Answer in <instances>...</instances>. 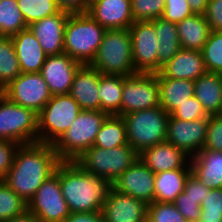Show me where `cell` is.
<instances>
[{
    "instance_id": "cell-22",
    "label": "cell",
    "mask_w": 222,
    "mask_h": 222,
    "mask_svg": "<svg viewBox=\"0 0 222 222\" xmlns=\"http://www.w3.org/2000/svg\"><path fill=\"white\" fill-rule=\"evenodd\" d=\"M100 75L101 73L90 65H82L75 73L69 94L82 110H100Z\"/></svg>"
},
{
    "instance_id": "cell-11",
    "label": "cell",
    "mask_w": 222,
    "mask_h": 222,
    "mask_svg": "<svg viewBox=\"0 0 222 222\" xmlns=\"http://www.w3.org/2000/svg\"><path fill=\"white\" fill-rule=\"evenodd\" d=\"M27 211L40 222H63L71 214L55 172L37 189L27 204Z\"/></svg>"
},
{
    "instance_id": "cell-19",
    "label": "cell",
    "mask_w": 222,
    "mask_h": 222,
    "mask_svg": "<svg viewBox=\"0 0 222 222\" xmlns=\"http://www.w3.org/2000/svg\"><path fill=\"white\" fill-rule=\"evenodd\" d=\"M87 14L105 29H129L134 22L131 0H99Z\"/></svg>"
},
{
    "instance_id": "cell-49",
    "label": "cell",
    "mask_w": 222,
    "mask_h": 222,
    "mask_svg": "<svg viewBox=\"0 0 222 222\" xmlns=\"http://www.w3.org/2000/svg\"><path fill=\"white\" fill-rule=\"evenodd\" d=\"M194 14H204L209 0H187Z\"/></svg>"
},
{
    "instance_id": "cell-30",
    "label": "cell",
    "mask_w": 222,
    "mask_h": 222,
    "mask_svg": "<svg viewBox=\"0 0 222 222\" xmlns=\"http://www.w3.org/2000/svg\"><path fill=\"white\" fill-rule=\"evenodd\" d=\"M122 89L123 76L101 74L98 85L100 110L108 115L120 116Z\"/></svg>"
},
{
    "instance_id": "cell-51",
    "label": "cell",
    "mask_w": 222,
    "mask_h": 222,
    "mask_svg": "<svg viewBox=\"0 0 222 222\" xmlns=\"http://www.w3.org/2000/svg\"><path fill=\"white\" fill-rule=\"evenodd\" d=\"M98 1L99 0H84V13H87L88 8Z\"/></svg>"
},
{
    "instance_id": "cell-3",
    "label": "cell",
    "mask_w": 222,
    "mask_h": 222,
    "mask_svg": "<svg viewBox=\"0 0 222 222\" xmlns=\"http://www.w3.org/2000/svg\"><path fill=\"white\" fill-rule=\"evenodd\" d=\"M105 30L87 13L69 14L65 25L64 53L82 65H90L96 57Z\"/></svg>"
},
{
    "instance_id": "cell-45",
    "label": "cell",
    "mask_w": 222,
    "mask_h": 222,
    "mask_svg": "<svg viewBox=\"0 0 222 222\" xmlns=\"http://www.w3.org/2000/svg\"><path fill=\"white\" fill-rule=\"evenodd\" d=\"M183 191L187 193V196L196 200V202L201 205L202 200H204L206 194L209 193L210 188L206 187L196 176L190 172L185 181Z\"/></svg>"
},
{
    "instance_id": "cell-5",
    "label": "cell",
    "mask_w": 222,
    "mask_h": 222,
    "mask_svg": "<svg viewBox=\"0 0 222 222\" xmlns=\"http://www.w3.org/2000/svg\"><path fill=\"white\" fill-rule=\"evenodd\" d=\"M90 66L105 75L136 74L129 29H106L96 57Z\"/></svg>"
},
{
    "instance_id": "cell-42",
    "label": "cell",
    "mask_w": 222,
    "mask_h": 222,
    "mask_svg": "<svg viewBox=\"0 0 222 222\" xmlns=\"http://www.w3.org/2000/svg\"><path fill=\"white\" fill-rule=\"evenodd\" d=\"M193 14L187 0H165L164 20L178 23Z\"/></svg>"
},
{
    "instance_id": "cell-29",
    "label": "cell",
    "mask_w": 222,
    "mask_h": 222,
    "mask_svg": "<svg viewBox=\"0 0 222 222\" xmlns=\"http://www.w3.org/2000/svg\"><path fill=\"white\" fill-rule=\"evenodd\" d=\"M159 41L158 72L181 49L176 23L164 20L162 17L150 21Z\"/></svg>"
},
{
    "instance_id": "cell-7",
    "label": "cell",
    "mask_w": 222,
    "mask_h": 222,
    "mask_svg": "<svg viewBox=\"0 0 222 222\" xmlns=\"http://www.w3.org/2000/svg\"><path fill=\"white\" fill-rule=\"evenodd\" d=\"M139 153L129 144L104 149L91 147L75 161L94 176L105 177L111 184L137 159Z\"/></svg>"
},
{
    "instance_id": "cell-37",
    "label": "cell",
    "mask_w": 222,
    "mask_h": 222,
    "mask_svg": "<svg viewBox=\"0 0 222 222\" xmlns=\"http://www.w3.org/2000/svg\"><path fill=\"white\" fill-rule=\"evenodd\" d=\"M133 21H153L162 17L165 0H131Z\"/></svg>"
},
{
    "instance_id": "cell-8",
    "label": "cell",
    "mask_w": 222,
    "mask_h": 222,
    "mask_svg": "<svg viewBox=\"0 0 222 222\" xmlns=\"http://www.w3.org/2000/svg\"><path fill=\"white\" fill-rule=\"evenodd\" d=\"M81 110L70 94L52 96L38 113V142L53 145Z\"/></svg>"
},
{
    "instance_id": "cell-9",
    "label": "cell",
    "mask_w": 222,
    "mask_h": 222,
    "mask_svg": "<svg viewBox=\"0 0 222 222\" xmlns=\"http://www.w3.org/2000/svg\"><path fill=\"white\" fill-rule=\"evenodd\" d=\"M0 140L19 145L38 142V114L0 92Z\"/></svg>"
},
{
    "instance_id": "cell-28",
    "label": "cell",
    "mask_w": 222,
    "mask_h": 222,
    "mask_svg": "<svg viewBox=\"0 0 222 222\" xmlns=\"http://www.w3.org/2000/svg\"><path fill=\"white\" fill-rule=\"evenodd\" d=\"M191 168H179L155 173L154 201L173 203L183 192Z\"/></svg>"
},
{
    "instance_id": "cell-14",
    "label": "cell",
    "mask_w": 222,
    "mask_h": 222,
    "mask_svg": "<svg viewBox=\"0 0 222 222\" xmlns=\"http://www.w3.org/2000/svg\"><path fill=\"white\" fill-rule=\"evenodd\" d=\"M207 127L208 117L185 121L170 115L166 141L193 157L204 147Z\"/></svg>"
},
{
    "instance_id": "cell-40",
    "label": "cell",
    "mask_w": 222,
    "mask_h": 222,
    "mask_svg": "<svg viewBox=\"0 0 222 222\" xmlns=\"http://www.w3.org/2000/svg\"><path fill=\"white\" fill-rule=\"evenodd\" d=\"M170 115L173 118L185 121L209 117L203 109L201 102L195 96L190 97L183 104L179 105Z\"/></svg>"
},
{
    "instance_id": "cell-35",
    "label": "cell",
    "mask_w": 222,
    "mask_h": 222,
    "mask_svg": "<svg viewBox=\"0 0 222 222\" xmlns=\"http://www.w3.org/2000/svg\"><path fill=\"white\" fill-rule=\"evenodd\" d=\"M27 211V203L0 180V222L18 217Z\"/></svg>"
},
{
    "instance_id": "cell-15",
    "label": "cell",
    "mask_w": 222,
    "mask_h": 222,
    "mask_svg": "<svg viewBox=\"0 0 222 222\" xmlns=\"http://www.w3.org/2000/svg\"><path fill=\"white\" fill-rule=\"evenodd\" d=\"M154 181L155 173L138 158L115 180L112 188L150 204L154 202Z\"/></svg>"
},
{
    "instance_id": "cell-1",
    "label": "cell",
    "mask_w": 222,
    "mask_h": 222,
    "mask_svg": "<svg viewBox=\"0 0 222 222\" xmlns=\"http://www.w3.org/2000/svg\"><path fill=\"white\" fill-rule=\"evenodd\" d=\"M59 162L51 144L19 145L13 165L3 181L28 204L42 183L54 173Z\"/></svg>"
},
{
    "instance_id": "cell-2",
    "label": "cell",
    "mask_w": 222,
    "mask_h": 222,
    "mask_svg": "<svg viewBox=\"0 0 222 222\" xmlns=\"http://www.w3.org/2000/svg\"><path fill=\"white\" fill-rule=\"evenodd\" d=\"M71 213L102 211L112 184L87 173L76 161H60L54 171Z\"/></svg>"
},
{
    "instance_id": "cell-44",
    "label": "cell",
    "mask_w": 222,
    "mask_h": 222,
    "mask_svg": "<svg viewBox=\"0 0 222 222\" xmlns=\"http://www.w3.org/2000/svg\"><path fill=\"white\" fill-rule=\"evenodd\" d=\"M19 144L7 140H0V180H3L11 166Z\"/></svg>"
},
{
    "instance_id": "cell-21",
    "label": "cell",
    "mask_w": 222,
    "mask_h": 222,
    "mask_svg": "<svg viewBox=\"0 0 222 222\" xmlns=\"http://www.w3.org/2000/svg\"><path fill=\"white\" fill-rule=\"evenodd\" d=\"M206 72L202 51L181 48L156 74L157 77L195 81Z\"/></svg>"
},
{
    "instance_id": "cell-48",
    "label": "cell",
    "mask_w": 222,
    "mask_h": 222,
    "mask_svg": "<svg viewBox=\"0 0 222 222\" xmlns=\"http://www.w3.org/2000/svg\"><path fill=\"white\" fill-rule=\"evenodd\" d=\"M58 8L70 14L84 13V0H55Z\"/></svg>"
},
{
    "instance_id": "cell-46",
    "label": "cell",
    "mask_w": 222,
    "mask_h": 222,
    "mask_svg": "<svg viewBox=\"0 0 222 222\" xmlns=\"http://www.w3.org/2000/svg\"><path fill=\"white\" fill-rule=\"evenodd\" d=\"M204 17L211 31H222V0H209Z\"/></svg>"
},
{
    "instance_id": "cell-23",
    "label": "cell",
    "mask_w": 222,
    "mask_h": 222,
    "mask_svg": "<svg viewBox=\"0 0 222 222\" xmlns=\"http://www.w3.org/2000/svg\"><path fill=\"white\" fill-rule=\"evenodd\" d=\"M22 73H38L47 55L29 28L11 36Z\"/></svg>"
},
{
    "instance_id": "cell-36",
    "label": "cell",
    "mask_w": 222,
    "mask_h": 222,
    "mask_svg": "<svg viewBox=\"0 0 222 222\" xmlns=\"http://www.w3.org/2000/svg\"><path fill=\"white\" fill-rule=\"evenodd\" d=\"M202 54L207 72L222 74V31H211Z\"/></svg>"
},
{
    "instance_id": "cell-16",
    "label": "cell",
    "mask_w": 222,
    "mask_h": 222,
    "mask_svg": "<svg viewBox=\"0 0 222 222\" xmlns=\"http://www.w3.org/2000/svg\"><path fill=\"white\" fill-rule=\"evenodd\" d=\"M102 214L103 222H147L148 204L111 188Z\"/></svg>"
},
{
    "instance_id": "cell-4",
    "label": "cell",
    "mask_w": 222,
    "mask_h": 222,
    "mask_svg": "<svg viewBox=\"0 0 222 222\" xmlns=\"http://www.w3.org/2000/svg\"><path fill=\"white\" fill-rule=\"evenodd\" d=\"M108 114L101 110H81L71 126L52 145L60 161H75L93 147L96 135Z\"/></svg>"
},
{
    "instance_id": "cell-38",
    "label": "cell",
    "mask_w": 222,
    "mask_h": 222,
    "mask_svg": "<svg viewBox=\"0 0 222 222\" xmlns=\"http://www.w3.org/2000/svg\"><path fill=\"white\" fill-rule=\"evenodd\" d=\"M147 222H187L173 203L157 202L148 204Z\"/></svg>"
},
{
    "instance_id": "cell-18",
    "label": "cell",
    "mask_w": 222,
    "mask_h": 222,
    "mask_svg": "<svg viewBox=\"0 0 222 222\" xmlns=\"http://www.w3.org/2000/svg\"><path fill=\"white\" fill-rule=\"evenodd\" d=\"M69 14L60 10L58 13L33 22L28 26L47 56L64 53L65 25Z\"/></svg>"
},
{
    "instance_id": "cell-43",
    "label": "cell",
    "mask_w": 222,
    "mask_h": 222,
    "mask_svg": "<svg viewBox=\"0 0 222 222\" xmlns=\"http://www.w3.org/2000/svg\"><path fill=\"white\" fill-rule=\"evenodd\" d=\"M173 204L178 208V211L183 215L187 222H197L201 217V206L196 200L187 196L184 191L181 192Z\"/></svg>"
},
{
    "instance_id": "cell-47",
    "label": "cell",
    "mask_w": 222,
    "mask_h": 222,
    "mask_svg": "<svg viewBox=\"0 0 222 222\" xmlns=\"http://www.w3.org/2000/svg\"><path fill=\"white\" fill-rule=\"evenodd\" d=\"M63 222H103L102 211L71 213Z\"/></svg>"
},
{
    "instance_id": "cell-32",
    "label": "cell",
    "mask_w": 222,
    "mask_h": 222,
    "mask_svg": "<svg viewBox=\"0 0 222 222\" xmlns=\"http://www.w3.org/2000/svg\"><path fill=\"white\" fill-rule=\"evenodd\" d=\"M21 73L11 37L0 36V91Z\"/></svg>"
},
{
    "instance_id": "cell-6",
    "label": "cell",
    "mask_w": 222,
    "mask_h": 222,
    "mask_svg": "<svg viewBox=\"0 0 222 222\" xmlns=\"http://www.w3.org/2000/svg\"><path fill=\"white\" fill-rule=\"evenodd\" d=\"M122 117L128 144L139 154L146 148L166 141L170 114L161 106L127 113Z\"/></svg>"
},
{
    "instance_id": "cell-31",
    "label": "cell",
    "mask_w": 222,
    "mask_h": 222,
    "mask_svg": "<svg viewBox=\"0 0 222 222\" xmlns=\"http://www.w3.org/2000/svg\"><path fill=\"white\" fill-rule=\"evenodd\" d=\"M127 144L126 127L123 117L108 115L96 135L93 146L110 149Z\"/></svg>"
},
{
    "instance_id": "cell-13",
    "label": "cell",
    "mask_w": 222,
    "mask_h": 222,
    "mask_svg": "<svg viewBox=\"0 0 222 222\" xmlns=\"http://www.w3.org/2000/svg\"><path fill=\"white\" fill-rule=\"evenodd\" d=\"M133 64L137 73H158L159 41L150 21H135L129 27Z\"/></svg>"
},
{
    "instance_id": "cell-26",
    "label": "cell",
    "mask_w": 222,
    "mask_h": 222,
    "mask_svg": "<svg viewBox=\"0 0 222 222\" xmlns=\"http://www.w3.org/2000/svg\"><path fill=\"white\" fill-rule=\"evenodd\" d=\"M176 26L181 48L202 51L211 32L204 14H193Z\"/></svg>"
},
{
    "instance_id": "cell-12",
    "label": "cell",
    "mask_w": 222,
    "mask_h": 222,
    "mask_svg": "<svg viewBox=\"0 0 222 222\" xmlns=\"http://www.w3.org/2000/svg\"><path fill=\"white\" fill-rule=\"evenodd\" d=\"M0 92L10 101L32 109L37 114L52 97L40 72L21 73Z\"/></svg>"
},
{
    "instance_id": "cell-24",
    "label": "cell",
    "mask_w": 222,
    "mask_h": 222,
    "mask_svg": "<svg viewBox=\"0 0 222 222\" xmlns=\"http://www.w3.org/2000/svg\"><path fill=\"white\" fill-rule=\"evenodd\" d=\"M190 168L206 187L222 188V151L202 149L190 158Z\"/></svg>"
},
{
    "instance_id": "cell-39",
    "label": "cell",
    "mask_w": 222,
    "mask_h": 222,
    "mask_svg": "<svg viewBox=\"0 0 222 222\" xmlns=\"http://www.w3.org/2000/svg\"><path fill=\"white\" fill-rule=\"evenodd\" d=\"M200 206V221L222 222V188L210 189Z\"/></svg>"
},
{
    "instance_id": "cell-25",
    "label": "cell",
    "mask_w": 222,
    "mask_h": 222,
    "mask_svg": "<svg viewBox=\"0 0 222 222\" xmlns=\"http://www.w3.org/2000/svg\"><path fill=\"white\" fill-rule=\"evenodd\" d=\"M194 96L208 115L221 114L222 74L206 72L194 81Z\"/></svg>"
},
{
    "instance_id": "cell-20",
    "label": "cell",
    "mask_w": 222,
    "mask_h": 222,
    "mask_svg": "<svg viewBox=\"0 0 222 222\" xmlns=\"http://www.w3.org/2000/svg\"><path fill=\"white\" fill-rule=\"evenodd\" d=\"M140 160L153 172L160 173L179 168H190V156L165 141L144 149Z\"/></svg>"
},
{
    "instance_id": "cell-41",
    "label": "cell",
    "mask_w": 222,
    "mask_h": 222,
    "mask_svg": "<svg viewBox=\"0 0 222 222\" xmlns=\"http://www.w3.org/2000/svg\"><path fill=\"white\" fill-rule=\"evenodd\" d=\"M203 149L222 151V115H209Z\"/></svg>"
},
{
    "instance_id": "cell-33",
    "label": "cell",
    "mask_w": 222,
    "mask_h": 222,
    "mask_svg": "<svg viewBox=\"0 0 222 222\" xmlns=\"http://www.w3.org/2000/svg\"><path fill=\"white\" fill-rule=\"evenodd\" d=\"M28 28L17 0L0 2V36L11 37Z\"/></svg>"
},
{
    "instance_id": "cell-10",
    "label": "cell",
    "mask_w": 222,
    "mask_h": 222,
    "mask_svg": "<svg viewBox=\"0 0 222 222\" xmlns=\"http://www.w3.org/2000/svg\"><path fill=\"white\" fill-rule=\"evenodd\" d=\"M160 106L156 73H136L123 76L120 116Z\"/></svg>"
},
{
    "instance_id": "cell-50",
    "label": "cell",
    "mask_w": 222,
    "mask_h": 222,
    "mask_svg": "<svg viewBox=\"0 0 222 222\" xmlns=\"http://www.w3.org/2000/svg\"><path fill=\"white\" fill-rule=\"evenodd\" d=\"M2 222H40L32 213L26 211L24 214Z\"/></svg>"
},
{
    "instance_id": "cell-27",
    "label": "cell",
    "mask_w": 222,
    "mask_h": 222,
    "mask_svg": "<svg viewBox=\"0 0 222 222\" xmlns=\"http://www.w3.org/2000/svg\"><path fill=\"white\" fill-rule=\"evenodd\" d=\"M159 84L160 106L171 114L179 105L194 96V81L157 77Z\"/></svg>"
},
{
    "instance_id": "cell-34",
    "label": "cell",
    "mask_w": 222,
    "mask_h": 222,
    "mask_svg": "<svg viewBox=\"0 0 222 222\" xmlns=\"http://www.w3.org/2000/svg\"><path fill=\"white\" fill-rule=\"evenodd\" d=\"M17 2L27 26L60 11L55 0H17Z\"/></svg>"
},
{
    "instance_id": "cell-17",
    "label": "cell",
    "mask_w": 222,
    "mask_h": 222,
    "mask_svg": "<svg viewBox=\"0 0 222 222\" xmlns=\"http://www.w3.org/2000/svg\"><path fill=\"white\" fill-rule=\"evenodd\" d=\"M81 66L66 53L47 56L40 73L52 96L69 94L75 73Z\"/></svg>"
}]
</instances>
